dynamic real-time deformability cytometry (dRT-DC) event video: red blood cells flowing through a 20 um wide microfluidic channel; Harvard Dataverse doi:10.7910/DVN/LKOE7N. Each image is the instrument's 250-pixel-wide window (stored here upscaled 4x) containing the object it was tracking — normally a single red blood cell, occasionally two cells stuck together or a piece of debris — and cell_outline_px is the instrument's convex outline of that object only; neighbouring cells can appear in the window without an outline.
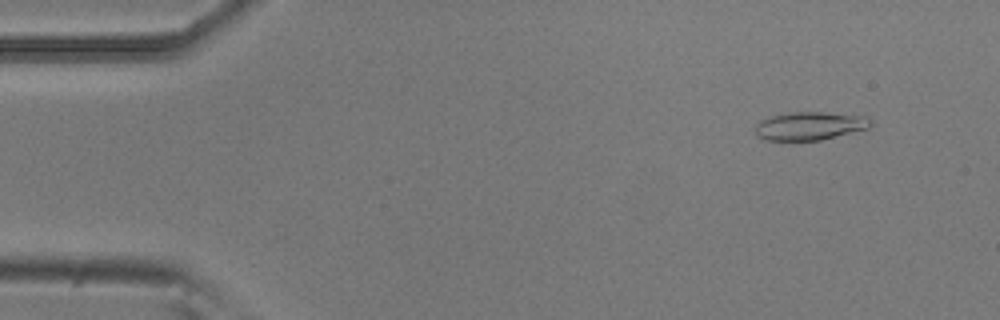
{"species": "common noctule bat (a hibernating species)", "species_latin": "Nyctalus noctula", "temperature_condition": "room temperature", "stored_images_in_passage": 53, "camera_frame_rate_fps": 3000, "um_per_image_px": 0.085, "animal": {"sex": "male", "body_mass_g": 20.5, "forearm_length_mm": 52.5}, "frame": {"image": 1, "passage_image": 5, "time_ms": 1.333, "image_size_px": [1000, 320], "cell_outline_px": [[872, 124], [868, 128], [820, 140], [764, 140], [756, 136], [756, 124], [760, 120], [772, 116], [788, 112], [824, 112], [868, 116], [872, 120]], "centroid_in_image_um": [68.83, 10.69], "position_along_channel_um": 16.2, "area_um2": 19.02}}
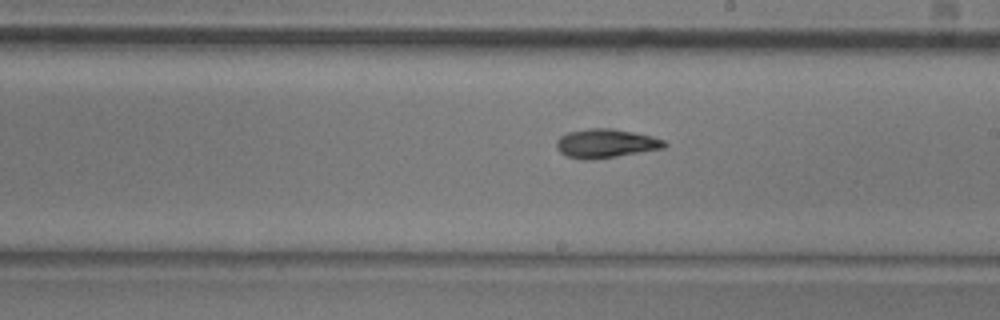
{"frame": {"image": 2, "passage_image": 30, "time_ms": 9.667, "image_size_px": [1000, 320], "cell_outline_px": [[668, 144], [664, 148], [616, 156], [568, 156], [560, 152], [556, 148], [556, 140], [560, 136], [568, 132], [588, 128], [612, 128], [652, 136], [664, 140]], "centroid_in_image_um": [51.53, 12.13], "position_along_channel_um": 237.5, "area_um2": 17.34}}
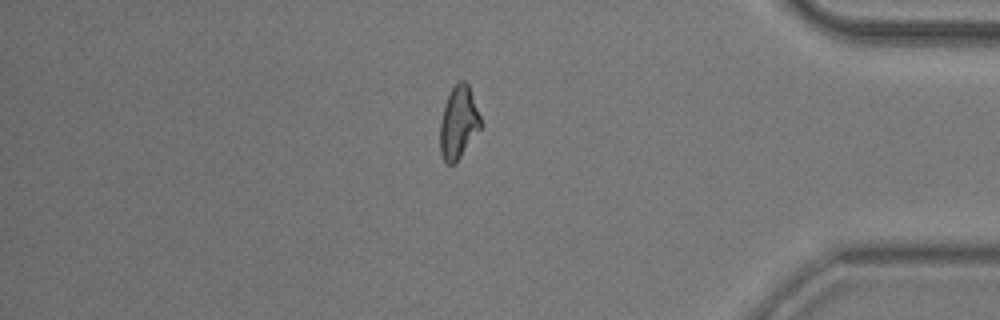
{"frame": {"image": 3, "passage_image": 45, "time_ms": 14.667, "image_size_px": [1000, 320], "cell_outline_px": [[484, 124], [460, 156], [452, 164], [448, 164], [444, 160], [440, 152], [440, 124], [444, 104], [456, 80], [464, 80], [468, 84]], "centroid_in_image_um": [38.99, 10.37], "position_along_channel_um": 396.2, "area_um2": 17.17}, "authors_computed_cell_mechanics": {"area_um2": 17.629, "velocity_mm_per_s": 3.8074, "shape_relaxation_time_tau1_ms": 5.786, "shape_relaxation_time_tau2_ms": 6.5306, "deformation_change_tau1": 0.1674, "deformation_change_tau2": 0.1589}}